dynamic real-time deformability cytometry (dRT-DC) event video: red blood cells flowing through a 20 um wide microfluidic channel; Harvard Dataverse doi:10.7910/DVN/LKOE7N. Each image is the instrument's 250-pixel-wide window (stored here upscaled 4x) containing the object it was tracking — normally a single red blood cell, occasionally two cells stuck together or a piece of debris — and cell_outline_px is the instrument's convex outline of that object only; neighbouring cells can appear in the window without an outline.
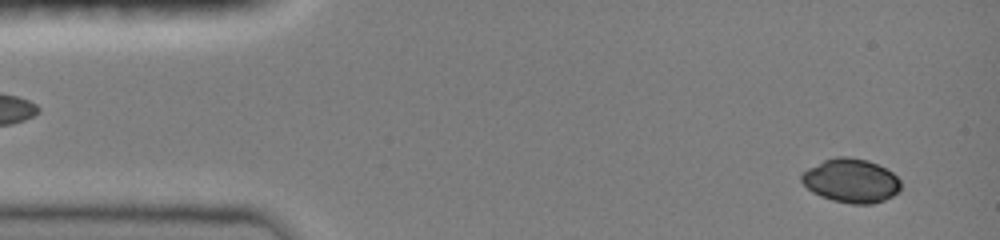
{"species": "common noctule bat (a hibernating species)", "species_latin": "Nyctalus noctula", "temperature_condition": "room temperature", "stored_images_in_passage": 43, "camera_frame_rate_fps": 3000, "um_per_image_px": 0.085, "animal": {"sex": "female", "body_mass_g": 19.0, "forearm_length_mm": 51.5}, "frame": {"image": 1, "passage_image": 2, "time_ms": 0.333, "image_size_px": [1000, 240], "cell_outline_px": [[900, 192], [884, 200], [872, 204], [852, 204], [832, 200], [820, 196], [812, 192], [800, 180], [800, 176], [808, 168], [824, 160], [836, 156], [848, 156], [868, 160], [892, 172], [900, 180]], "centroid_in_image_um": [72.34, 15.36], "position_along_channel_um": 12.7, "area_um2": 25.43}}
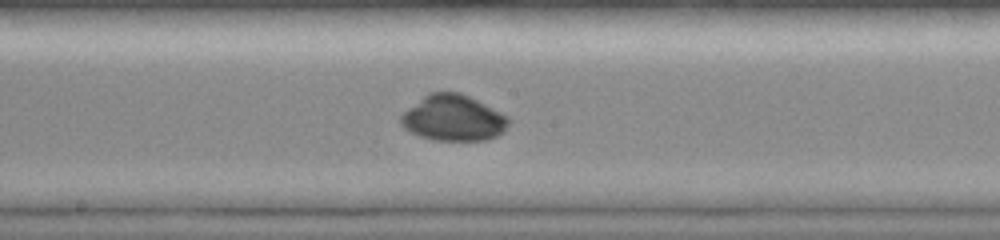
{"frame": {"image": 2, "passage_image": 16, "time_ms": 7.667, "image_size_px": [1000, 240], "cell_outline_px": [[512, 120], [504, 132], [496, 136], [484, 140], [436, 140], [420, 136], [404, 128], [400, 124], [400, 116], [408, 108], [428, 92], [460, 92], [508, 116]], "centroid_in_image_um": [38.54, 10.03], "position_along_channel_um": 209.7, "area_um2": 28.73}}
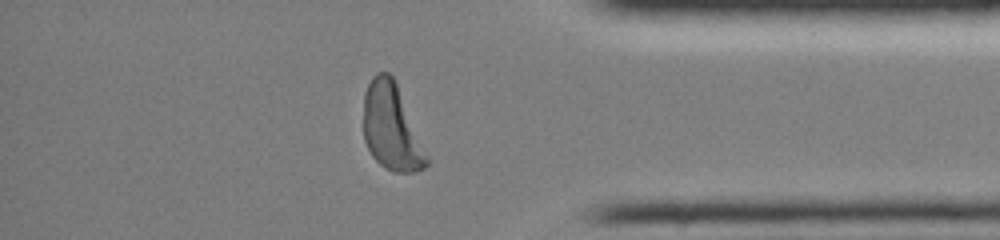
{"frame": {"image": 3, "passage_image": 34, "time_ms": 12.667, "image_size_px": [1000, 240], "cell_outline_px": [[428, 164], [424, 168], [416, 172], [392, 172], [380, 164], [372, 156], [364, 140], [364, 92], [372, 76], [376, 72], [388, 72], [392, 76], [396, 84], [428, 156]], "centroid_in_image_um": [33.25, 10.84], "position_along_channel_um": 401.9, "area_um2": 31.39}, "authors_computed_cell_mechanics": {"area_um2": 28.7266, "velocity_mm_per_s": 4.027, "shape_relaxation_time_tau1_ms": 3.8198, "shape_relaxation_time_tau2_ms": null, "deformation_change_tau1": 0.2052, "deformation_change_tau2": null}}